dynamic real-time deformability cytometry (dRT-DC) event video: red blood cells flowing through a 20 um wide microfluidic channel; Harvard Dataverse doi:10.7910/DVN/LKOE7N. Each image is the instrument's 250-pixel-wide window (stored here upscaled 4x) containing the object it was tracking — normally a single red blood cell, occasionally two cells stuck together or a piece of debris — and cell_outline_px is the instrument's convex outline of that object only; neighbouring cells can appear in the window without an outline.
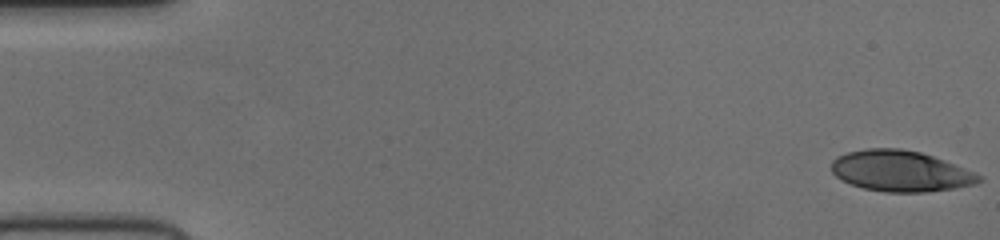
{"species": "human", "species_latin": "Homo sapiens", "temperature_condition": "cold", "stored_images_in_passage": 52, "camera_frame_rate_fps": 3000, "um_per_image_px": 0.085, "donor": {"sex": "female"}, "frame": {"image": 1, "passage_image": 1, "time_ms": 0.0, "image_size_px": [1000, 240], "cell_outline_px": [[984, 180], [976, 184], [952, 188], [924, 192], [884, 192], [864, 188], [852, 184], [836, 176], [832, 172], [832, 160], [836, 156], [848, 152], [864, 148], [900, 148], [920, 152], [932, 156], [972, 172], [980, 176]], "centroid_in_image_um": [76.5, 14.53], "position_along_channel_um": 8.5, "area_um2": 34.74}}
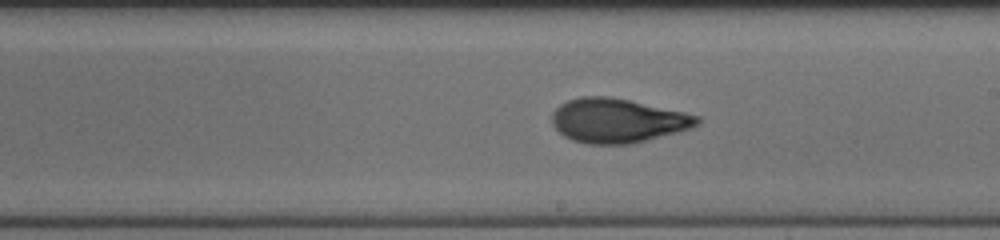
{"frame": {"image": 2, "passage_image": 30, "time_ms": 9.667, "image_size_px": [1000, 240], "cell_outline_px": [[700, 124], [692, 128], [632, 144], [588, 144], [572, 140], [564, 136], [552, 124], [552, 112], [560, 104], [568, 100], [580, 96], [608, 96], [628, 100], [684, 112], [700, 116]], "centroid_in_image_um": [52.49, 10.25], "position_along_channel_um": 236.5, "area_um2": 37.4}}
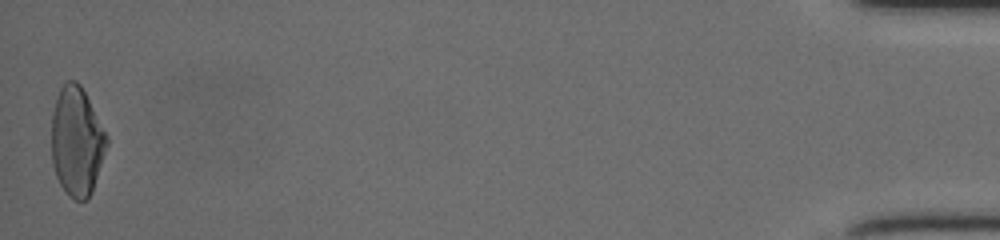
{"frame": {"image": 3, "passage_image": 52, "time_ms": 17.0, "image_size_px": [1000, 240], "cell_outline_px": [[108, 144], [92, 192], [84, 200], [76, 200], [60, 184], [56, 176], [52, 164], [52, 112], [60, 88], [68, 80], [76, 80], [80, 84], [108, 136]], "centroid_in_image_um": [6.53, 12.0], "position_along_channel_um": 428.7, "area_um2": 34.74}}